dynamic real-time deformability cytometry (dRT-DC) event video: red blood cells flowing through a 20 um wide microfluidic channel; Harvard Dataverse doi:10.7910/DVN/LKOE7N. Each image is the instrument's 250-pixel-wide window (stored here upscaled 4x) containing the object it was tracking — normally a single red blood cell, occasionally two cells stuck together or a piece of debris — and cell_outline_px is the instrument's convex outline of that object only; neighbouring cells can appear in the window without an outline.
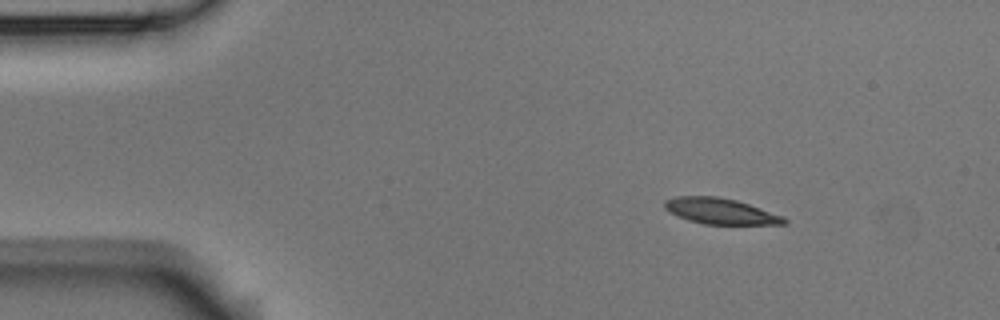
{"species": "Egyptian fruit bat (a non-hibernating species)", "species_latin": "Rousettus aegyptiacus", "temperature_condition": "room temperature", "stored_images_in_passage": 6, "camera_frame_rate_fps": 3000, "um_per_image_px": 0.085, "animal": {"sex": "male"}, "frame": {"image": 1, "passage_image": 3, "time_ms": 2.333, "image_size_px": [1000, 320], "cell_outline_px": [[788, 224], [704, 224], [688, 220], [664, 208], [664, 200], [676, 196], [716, 196], [736, 200], [784, 216], [788, 220]], "centroid_in_image_um": [61.26, 17.94], "position_along_channel_um": 23.7, "area_um2": 17.86}}
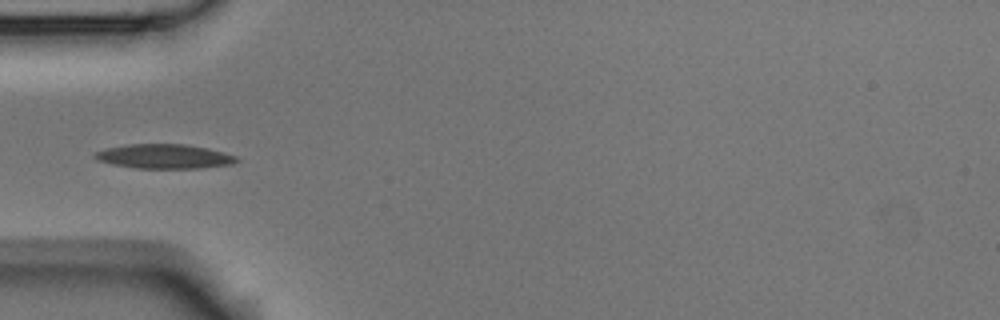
{"frame": {"image": 2, "passage_image": 6, "time_ms": 5.667, "image_size_px": [1000, 320], "cell_outline_px": [[240, 160], [232, 164], [200, 168], [136, 168], [112, 164], [96, 160], [92, 156], [96, 152], [104, 148], [128, 144], [184, 144], [208, 148], [236, 156]], "centroid_in_image_um": [13.93, 13.29], "position_along_channel_um": 71.1, "area_um2": 20.17}}